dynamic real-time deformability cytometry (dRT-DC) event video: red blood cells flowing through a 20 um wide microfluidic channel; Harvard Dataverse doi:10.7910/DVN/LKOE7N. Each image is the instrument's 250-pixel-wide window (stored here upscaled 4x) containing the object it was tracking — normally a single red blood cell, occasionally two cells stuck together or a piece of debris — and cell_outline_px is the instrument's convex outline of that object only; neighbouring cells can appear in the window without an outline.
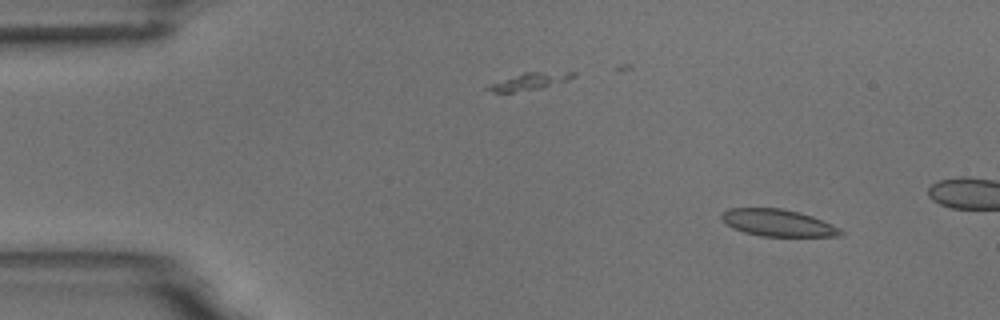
{"species": "common noctule bat (a hibernating species)", "species_latin": "Nyctalus noctula", "temperature_condition": "room temperature", "stored_images_in_passage": 6, "camera_frame_rate_fps": 3000, "um_per_image_px": 0.085, "animal": {"sex": "male", "body_mass_g": 18.8}, "frame": {"image": 1, "passage_image": 1, "time_ms": 0.0, "image_size_px": [1000, 320], "cell_outline_px": [[844, 232], [840, 236], [760, 236], [744, 232], [732, 228], [724, 224], [720, 216], [728, 208], [780, 208], [800, 212], [812, 216], [832, 224], [840, 228]], "centroid_in_image_um": [66.1, 18.94], "position_along_channel_um": 18.9, "area_um2": 18.79}}